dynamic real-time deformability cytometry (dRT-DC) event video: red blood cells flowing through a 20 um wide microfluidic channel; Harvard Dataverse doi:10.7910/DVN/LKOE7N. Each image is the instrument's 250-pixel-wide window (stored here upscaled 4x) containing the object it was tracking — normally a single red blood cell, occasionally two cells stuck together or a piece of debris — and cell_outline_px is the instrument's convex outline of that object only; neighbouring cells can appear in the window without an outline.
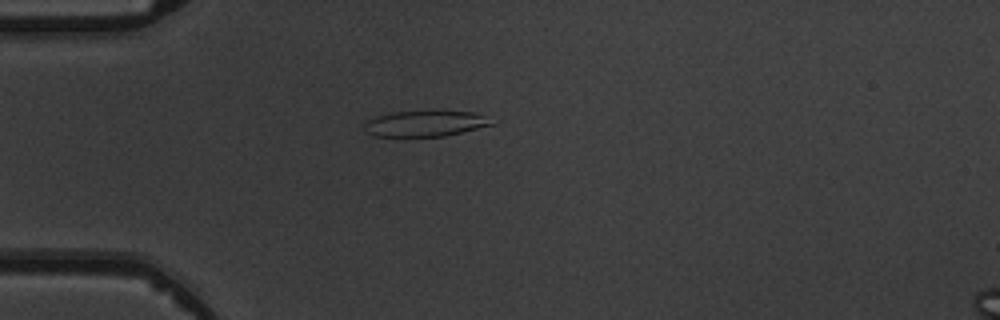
{"species": "common noctule bat (a hibernating species)", "species_latin": "Nyctalus noctula", "temperature_condition": "warm", "stored_images_in_passage": 2, "camera_frame_rate_fps": 3000, "um_per_image_px": 0.085, "animal": {"sex": "male", "body_mass_g": 19.5, "forearm_length_mm": 54.6}, "frame": {"image": 1, "passage_image": 1, "time_ms": 0.0, "image_size_px": [1000, 320], "cell_outline_px": [[496, 124], [444, 136], [376, 136], [364, 132], [364, 124], [368, 120], [376, 116], [392, 112], [436, 108], [476, 112], [484, 116]], "centroid_in_image_um": [36.16, 10.45], "position_along_channel_um": 48.8, "area_um2": 20.0}}